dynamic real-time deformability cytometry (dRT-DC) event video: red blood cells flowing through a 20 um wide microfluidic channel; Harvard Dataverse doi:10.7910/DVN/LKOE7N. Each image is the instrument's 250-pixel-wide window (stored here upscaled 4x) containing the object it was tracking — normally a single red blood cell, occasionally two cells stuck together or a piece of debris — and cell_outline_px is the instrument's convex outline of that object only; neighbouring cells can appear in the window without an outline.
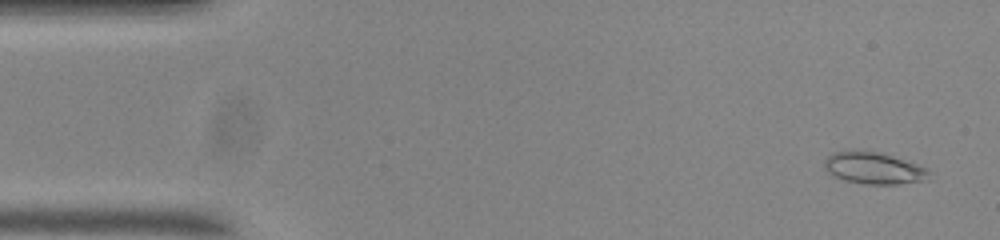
{"species": "common noctule bat (a hibernating species)", "species_latin": "Nyctalus noctula", "temperature_condition": "room temperature", "stored_images_in_passage": 55, "camera_frame_rate_fps": 3000, "um_per_image_px": 0.085, "animal": {"sex": "male", "body_mass_g": 20.0, "forearm_length_mm": 53.3}, "frame": {"image": 1, "passage_image": 3, "time_ms": 0.667, "image_size_px": [1000, 240], "cell_outline_px": [[928, 180], [896, 184], [868, 184], [844, 180], [828, 172], [824, 168], [824, 160], [832, 152], [880, 152], [928, 168]], "centroid_in_image_um": [74.28, 14.31], "position_along_channel_um": 10.7, "area_um2": 18.9}}
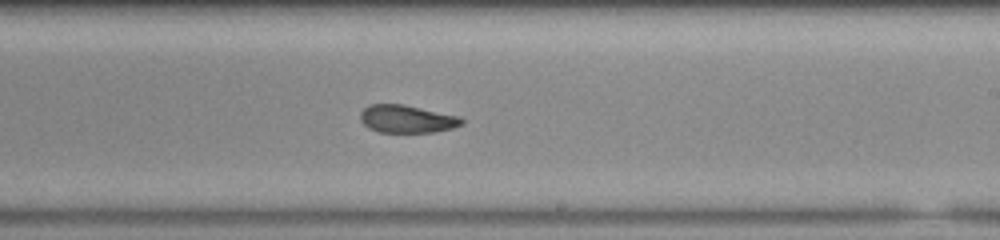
{"frame": {"image": 2, "passage_image": 32, "time_ms": 10.333, "image_size_px": [1000, 240], "cell_outline_px": [[464, 124], [452, 128], [436, 132], [380, 132], [368, 128], [360, 120], [360, 112], [368, 104], [404, 104], [460, 116], [464, 120]], "centroid_in_image_um": [34.6, 10.1], "position_along_channel_um": 254.4, "area_um2": 16.59}}
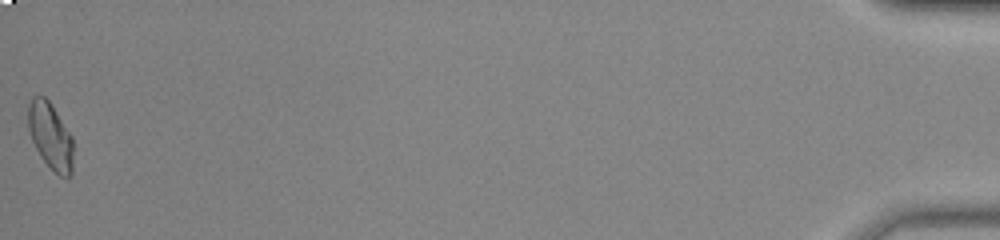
{"frame": {"image": 3, "passage_image": 55, "time_ms": 18.0, "image_size_px": [1000, 240], "cell_outline_px": [[72, 172], [68, 176], [60, 176], [40, 156], [32, 140], [28, 128], [28, 104], [32, 96], [44, 96], [48, 100], [72, 136]], "centroid_in_image_um": [4.27, 11.53], "position_along_channel_um": 430.9, "area_um2": 17.11}, "authors_computed_cell_mechanics": {"area_um2": 17.1088, "velocity_mm_per_s": 3.6962, "shape_relaxation_time_tau1_ms": null, "shape_relaxation_time_tau2_ms": 3.1767, "deformation_change_tau1": null, "deformation_change_tau2": 0.0672}}